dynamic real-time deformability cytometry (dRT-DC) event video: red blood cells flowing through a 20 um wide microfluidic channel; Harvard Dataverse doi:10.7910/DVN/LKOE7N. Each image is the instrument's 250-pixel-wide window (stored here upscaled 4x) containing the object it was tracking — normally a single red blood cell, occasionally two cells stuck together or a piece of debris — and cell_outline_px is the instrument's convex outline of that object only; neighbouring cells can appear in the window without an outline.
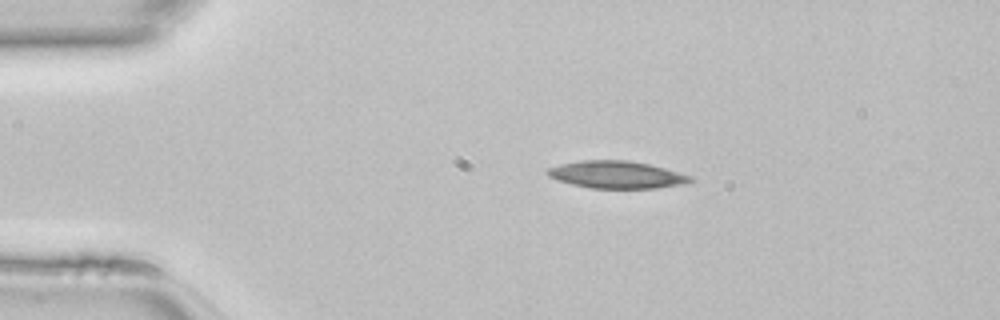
{"species": "common noctule bat (a hibernating species)", "species_latin": "Nyctalus noctula", "temperature_condition": "room temperature", "stored_images_in_passage": 38, "camera_frame_rate_fps": 3000, "um_per_image_px": 0.085, "animal": {"sex": "female", "body_mass_g": 22.7, "forearm_length_mm": 54.2}, "frame": {"image": 1, "passage_image": 1, "time_ms": 0.0, "image_size_px": [1000, 320], "cell_outline_px": [[696, 180], [684, 184], [656, 188], [588, 188], [556, 180], [548, 176], [544, 172], [548, 168], [560, 164], [580, 160], [628, 160], [648, 164], [664, 168], [692, 176]], "centroid_in_image_um": [52.39, 14.85], "position_along_channel_um": 32.6, "area_um2": 22.89}}
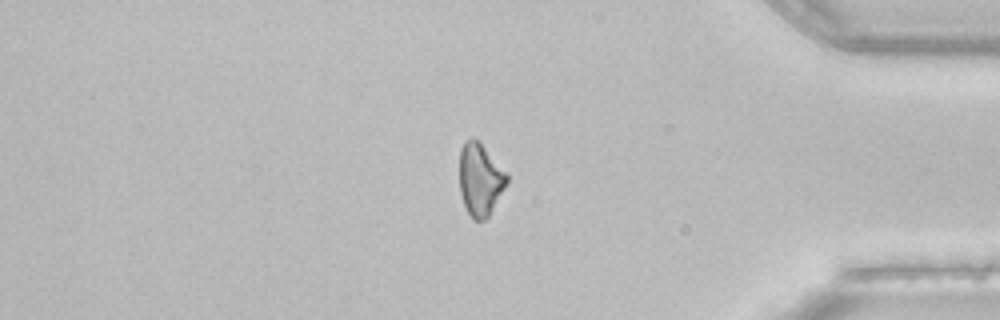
{"frame": {"image": 2, "passage_image": 31, "time_ms": 10.0, "image_size_px": [1000, 320], "cell_outline_px": [[508, 184], [488, 216], [484, 220], [472, 220], [464, 204], [460, 192], [460, 148], [464, 140], [472, 136], [480, 140], [508, 172]], "centroid_in_image_um": [40.84, 15.19], "position_along_channel_um": 394.4, "area_um2": 20.58}}
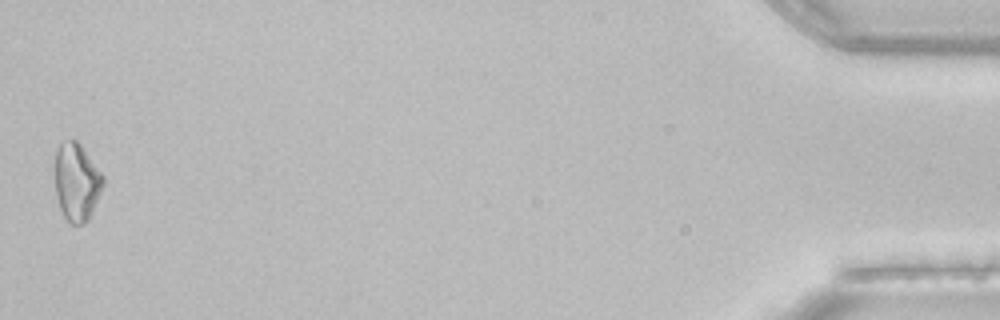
{"frame": {"image": 3, "passage_image": 38, "time_ms": 12.333, "image_size_px": [1000, 320], "cell_outline_px": [[104, 184], [88, 220], [84, 224], [72, 224], [64, 216], [60, 208], [56, 196], [56, 148], [64, 140], [76, 140], [80, 144], [104, 176]], "centroid_in_image_um": [6.52, 15.47], "position_along_channel_um": 428.7, "area_um2": 21.56}}